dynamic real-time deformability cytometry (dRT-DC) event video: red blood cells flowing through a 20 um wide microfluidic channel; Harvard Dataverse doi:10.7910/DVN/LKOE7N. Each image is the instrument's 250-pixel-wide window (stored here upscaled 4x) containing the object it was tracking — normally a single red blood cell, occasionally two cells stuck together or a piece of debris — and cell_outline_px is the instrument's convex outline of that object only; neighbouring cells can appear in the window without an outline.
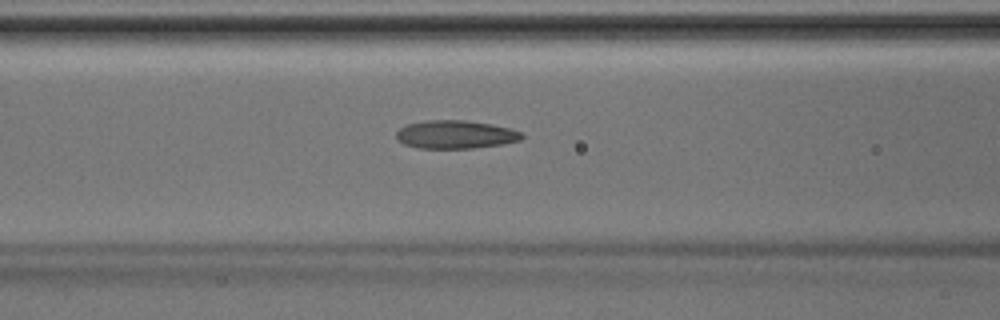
{"species": "Egyptian fruit bat (a non-hibernating species)", "species_latin": "Rousettus aegyptiacus", "temperature_condition": "room temperature", "stored_images_in_passage": 38, "camera_frame_rate_fps": 3000, "um_per_image_px": 0.085, "animal": {"sex": "male"}, "frame": {"image": 1, "passage_image": 12, "time_ms": 3.667, "image_size_px": [1000, 320], "cell_outline_px": [[524, 136], [520, 140], [504, 144], [472, 148], [420, 148], [404, 144], [396, 140], [396, 132], [400, 128], [408, 124], [428, 120], [464, 120], [512, 128], [520, 132]], "centroid_in_image_um": [38.71, 11.44], "position_along_channel_um": 127.9, "area_um2": 20.58}}